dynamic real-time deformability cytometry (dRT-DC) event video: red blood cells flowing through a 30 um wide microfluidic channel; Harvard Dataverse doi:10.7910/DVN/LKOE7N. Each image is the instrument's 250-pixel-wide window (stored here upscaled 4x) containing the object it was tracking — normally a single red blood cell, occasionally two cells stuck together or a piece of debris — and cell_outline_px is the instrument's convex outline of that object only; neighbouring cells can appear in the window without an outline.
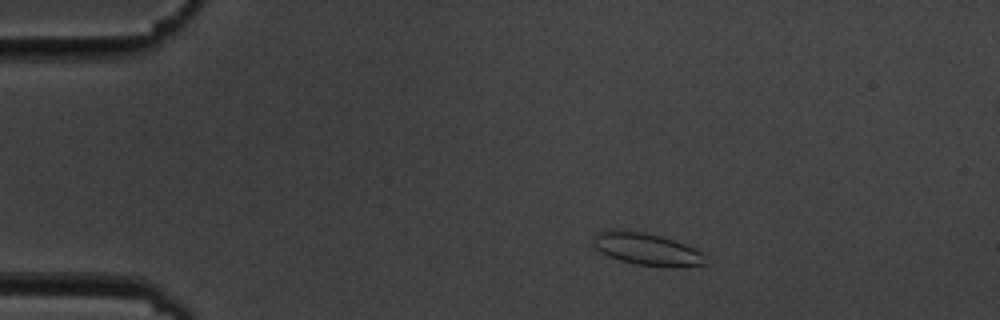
{"species": "common noctule bat (a hibernating species)", "species_latin": "Nyctalus noctula", "temperature_condition": "cold", "stored_images_in_passage": 5, "segment_of_instrument_passage": [1, 2], "camera_frame_rate_fps": 3000, "um_per_image_px": 0.085, "animal": {"sex": "male", "body_mass_g": 19.5, "forearm_length_mm": 54.6}, "frame": {"image": 1, "passage_image": 2, "time_ms": 2.0, "image_size_px": [1000, 320], "cell_outline_px": [[708, 264], [680, 268], [664, 268], [636, 264], [620, 260], [608, 256], [600, 252], [592, 244], [592, 236], [596, 232], [644, 232], [660, 236], [684, 244], [700, 252]], "centroid_in_image_um": [55.0, 21.23], "position_along_channel_um": 30.0, "area_um2": 20.81}}